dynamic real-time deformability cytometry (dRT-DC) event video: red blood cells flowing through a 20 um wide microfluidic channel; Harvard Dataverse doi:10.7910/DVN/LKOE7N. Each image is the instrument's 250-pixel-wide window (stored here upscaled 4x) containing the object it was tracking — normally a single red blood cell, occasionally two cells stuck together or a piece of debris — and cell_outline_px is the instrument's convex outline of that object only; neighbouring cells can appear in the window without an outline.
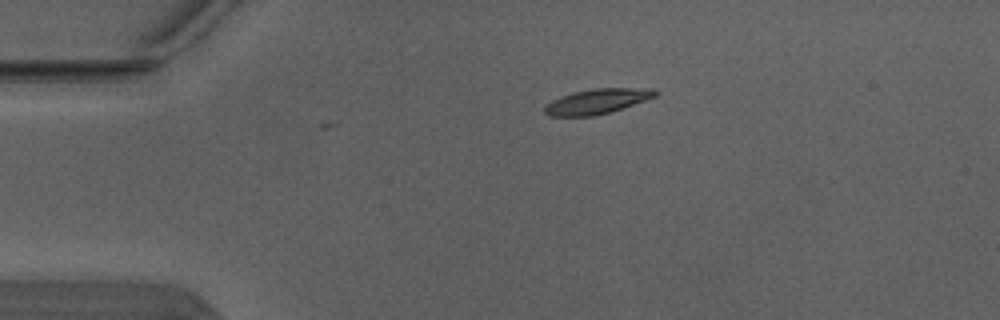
{"species": "Egyptian fruit bat (a non-hibernating species)", "species_latin": "Rousettus aegyptiacus", "temperature_condition": "warm", "stored_images_in_passage": 2, "camera_frame_rate_fps": 3000, "um_per_image_px": 0.085, "animal": {"sex": "male"}, "frame": {"image": 1, "passage_image": 2, "time_ms": 0.333, "image_size_px": [1000, 320], "cell_outline_px": [[660, 92], [656, 96], [612, 112], [592, 116], [548, 116], [544, 112], [544, 108], [552, 100], [560, 96], [572, 92], [592, 88], [656, 88]], "centroid_in_image_um": [50.78, 8.6], "position_along_channel_um": 34.2, "area_um2": 16.3}}